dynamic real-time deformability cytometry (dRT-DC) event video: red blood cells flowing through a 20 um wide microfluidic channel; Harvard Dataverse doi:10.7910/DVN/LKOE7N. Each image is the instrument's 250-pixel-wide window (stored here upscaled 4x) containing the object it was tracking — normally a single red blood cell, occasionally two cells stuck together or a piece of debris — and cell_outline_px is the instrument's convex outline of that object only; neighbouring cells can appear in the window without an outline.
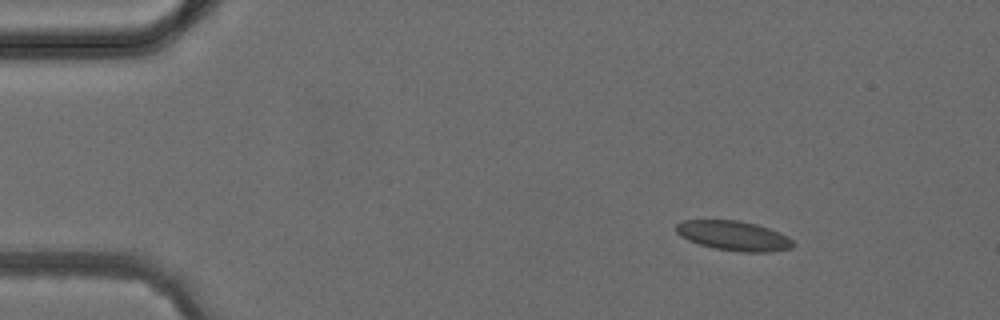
{"species": "common noctule bat (a hibernating species)", "species_latin": "Nyctalus noctula", "temperature_condition": "cold", "stored_images_in_passage": 4, "camera_frame_rate_fps": 3000, "um_per_image_px": 0.085, "animal": {"sex": "female", "body_mass_g": 24.6, "forearm_length_mm": 56.2}, "frame": {"image": 1, "passage_image": 2, "time_ms": 1.333, "image_size_px": [1000, 320], "cell_outline_px": [[796, 244], [792, 248], [772, 252], [740, 252], [712, 248], [688, 240], [680, 236], [676, 232], [676, 224], [684, 220], [736, 220], [756, 224], [780, 232], [788, 236]], "centroid_in_image_um": [62.39, 20.05], "position_along_channel_um": 22.6, "area_um2": 20.4}}